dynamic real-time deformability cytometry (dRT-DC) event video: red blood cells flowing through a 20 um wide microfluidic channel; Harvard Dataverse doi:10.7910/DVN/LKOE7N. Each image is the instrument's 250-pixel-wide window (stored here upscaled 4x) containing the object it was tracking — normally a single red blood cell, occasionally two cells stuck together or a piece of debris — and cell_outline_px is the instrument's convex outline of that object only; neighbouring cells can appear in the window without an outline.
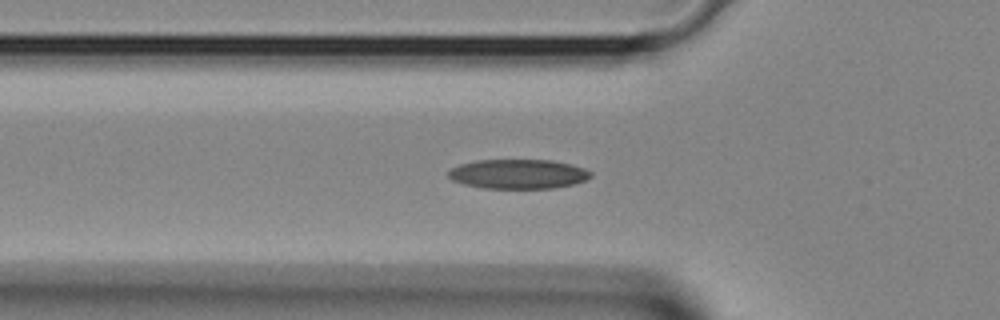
{"species": "Egyptian fruit bat (a non-hibernating species)", "species_latin": "Rousettus aegyptiacus", "temperature_condition": "room temperature", "stored_images_in_passage": 30, "camera_frame_rate_fps": 3000, "um_per_image_px": 0.085, "animal": {"sex": "female"}, "frame": {"image": 1, "passage_image": 9, "time_ms": 2.667, "image_size_px": [1000, 320], "cell_outline_px": [[592, 176], [588, 180], [576, 184], [552, 188], [480, 188], [464, 184], [452, 180], [448, 176], [448, 172], [452, 168], [460, 164], [476, 160], [552, 160], [572, 164], [584, 168], [592, 172]], "centroid_in_image_um": [44.09, 14.79], "position_along_channel_um": 81.7, "area_um2": 24.68}}
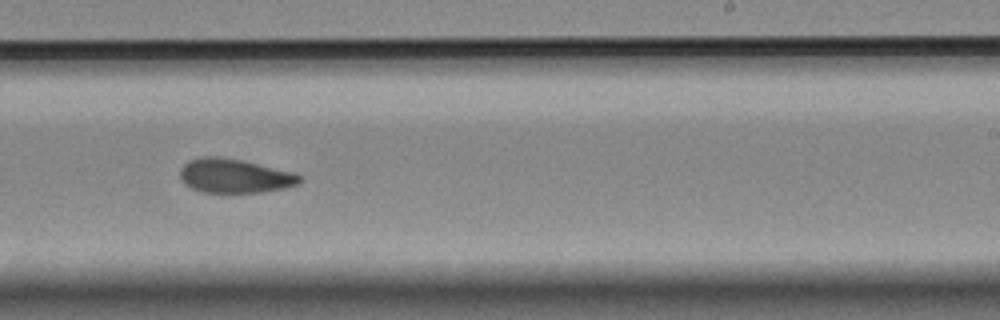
{"frame": {"image": 2, "passage_image": 20, "time_ms": 6.333, "image_size_px": [1000, 320], "cell_outline_px": [[300, 180], [296, 184], [284, 188], [260, 192], [200, 192], [184, 184], [180, 176], [180, 168], [188, 160], [200, 156], [220, 156], [240, 160], [292, 172], [300, 176]], "centroid_in_image_um": [19.85, 14.94], "position_along_channel_um": 269.1, "area_um2": 23.52}}
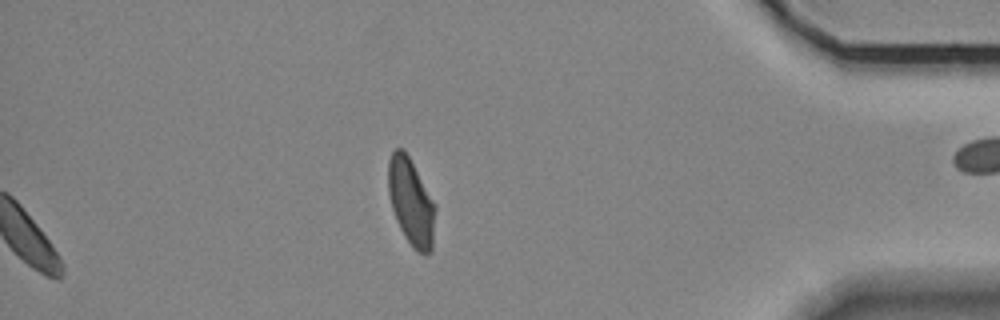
{"frame": {"image": 3, "passage_image": 30, "time_ms": 9.667, "image_size_px": [1000, 320], "cell_outline_px": [[436, 208], [432, 252], [424, 256], [416, 252], [412, 248], [404, 236], [396, 220], [392, 208], [388, 192], [388, 160], [392, 152], [396, 148], [404, 148], [436, 204]], "centroid_in_image_um": [34.95, 17.21], "position_along_channel_um": 400.2, "area_um2": 24.28}}